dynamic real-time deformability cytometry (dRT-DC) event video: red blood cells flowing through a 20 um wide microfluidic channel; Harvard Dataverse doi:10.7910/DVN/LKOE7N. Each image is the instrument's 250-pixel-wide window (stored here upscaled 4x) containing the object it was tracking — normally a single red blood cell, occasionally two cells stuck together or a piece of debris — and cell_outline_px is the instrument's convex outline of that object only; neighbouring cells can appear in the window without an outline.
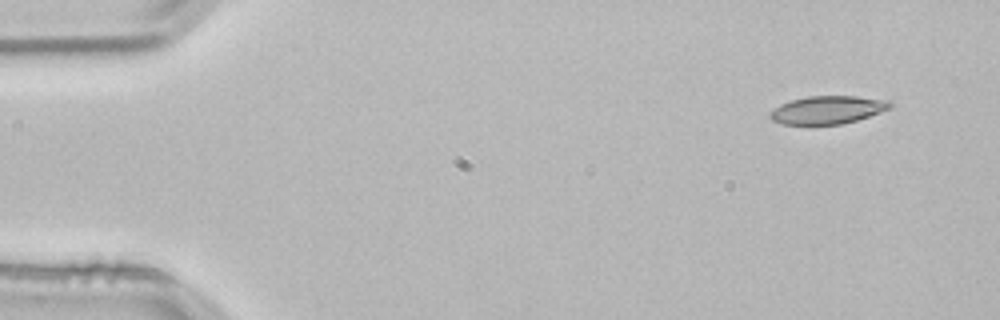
{"species": "common noctule bat (a hibernating species)", "species_latin": "Nyctalus noctula", "temperature_condition": "room temperature", "stored_images_in_passage": 4, "camera_frame_rate_fps": 3000, "um_per_image_px": 0.085, "animal": {"sex": "male", "body_mass_g": 21.5, "forearm_length_mm": 52.0}, "frame": {"image": 1, "passage_image": 1, "time_ms": 0.0, "image_size_px": [1000, 320], "cell_outline_px": [[892, 108], [856, 120], [840, 124], [780, 124], [772, 120], [768, 116], [768, 112], [780, 104], [792, 100], [808, 96], [856, 96], [888, 100], [892, 104]], "centroid_in_image_um": [70.31, 9.33], "position_along_channel_um": 14.7, "area_um2": 19.54}}
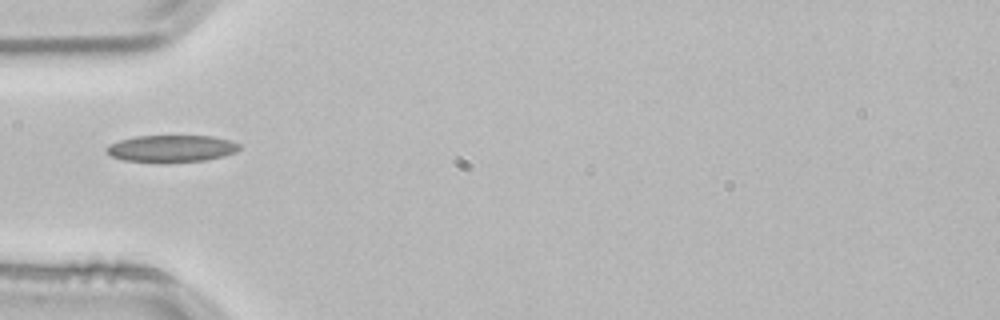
{"frame": {"image": 2, "passage_image": 4, "time_ms": 1.0, "image_size_px": [1000, 320], "cell_outline_px": [[240, 148], [236, 152], [224, 156], [204, 160], [164, 164], [124, 160], [112, 156], [104, 148], [108, 144], [120, 140], [136, 136], [212, 136], [232, 140], [240, 144]], "centroid_in_image_um": [14.58, 12.64], "position_along_channel_um": 70.4, "area_um2": 21.33}}